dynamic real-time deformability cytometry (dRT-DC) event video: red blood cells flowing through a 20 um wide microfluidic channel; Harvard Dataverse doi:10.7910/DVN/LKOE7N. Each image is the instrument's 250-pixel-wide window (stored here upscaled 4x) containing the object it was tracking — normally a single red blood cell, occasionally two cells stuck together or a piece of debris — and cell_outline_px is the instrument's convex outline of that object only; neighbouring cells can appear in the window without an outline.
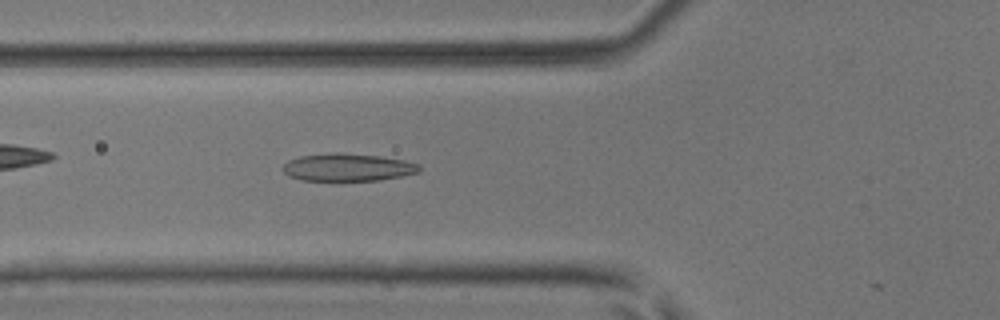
{"species": "common noctule bat (a hibernating species)", "species_latin": "Nyctalus noctula", "temperature_condition": "room temperature", "stored_images_in_passage": 34, "camera_frame_rate_fps": 3000, "um_per_image_px": 0.085, "animal": {"sex": "male", "body_mass_g": 17.9, "forearm_length_mm": 54.2}, "frame": {"image": 1, "passage_image": 6, "time_ms": 1.667, "image_size_px": [1000, 320], "cell_outline_px": [[420, 172], [380, 180], [300, 180], [288, 176], [280, 168], [288, 160], [300, 156], [336, 152], [340, 152], [380, 156], [404, 160], [420, 164]], "centroid_in_image_um": [29.53, 14.21], "position_along_channel_um": 96.3, "area_um2": 22.02}}
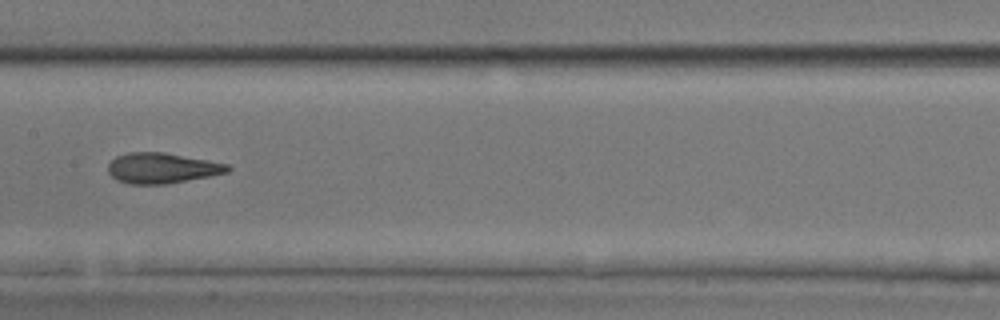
{"frame": {"image": 2, "passage_image": 13, "time_ms": 4.0, "image_size_px": [1000, 320], "cell_outline_px": [[232, 168], [228, 172], [212, 176], [168, 184], [128, 184], [116, 180], [108, 172], [108, 164], [116, 156], [128, 152], [164, 152], [208, 160], [228, 164]], "centroid_in_image_um": [13.78, 14.29], "position_along_channel_um": 193.6, "area_um2": 21.44}}
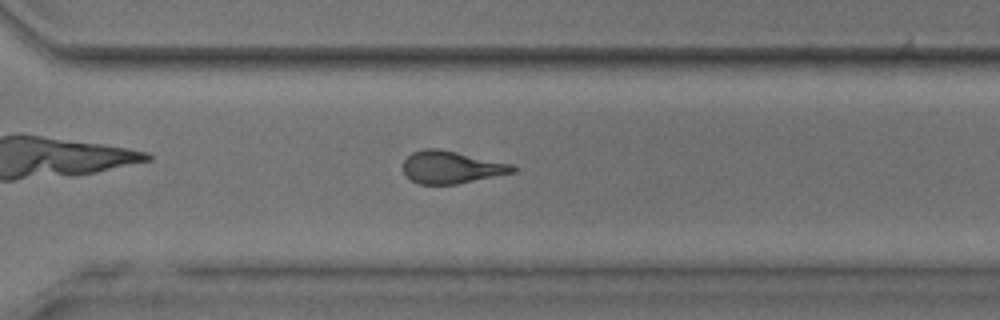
{"frame": {"image": 3, "passage_image": 23, "time_ms": 7.333, "image_size_px": [1000, 320], "cell_outline_px": [[516, 168], [512, 172], [456, 184], [420, 184], [412, 180], [404, 172], [404, 160], [412, 152], [424, 148], [440, 148], [512, 164]], "centroid_in_image_um": [38.33, 14.19], "position_along_channel_um": 332.3, "area_um2": 20.4}, "authors_computed_cell_mechanics": {"area_um2": 21.1259, "velocity_mm_per_s": 4.1682, "shape_relaxation_time_tau1_ms": 5.1217, "shape_relaxation_time_tau2_ms": 1.9555, "deformation_change_tau1": 0.1662, "deformation_change_tau2": 0.1052}}